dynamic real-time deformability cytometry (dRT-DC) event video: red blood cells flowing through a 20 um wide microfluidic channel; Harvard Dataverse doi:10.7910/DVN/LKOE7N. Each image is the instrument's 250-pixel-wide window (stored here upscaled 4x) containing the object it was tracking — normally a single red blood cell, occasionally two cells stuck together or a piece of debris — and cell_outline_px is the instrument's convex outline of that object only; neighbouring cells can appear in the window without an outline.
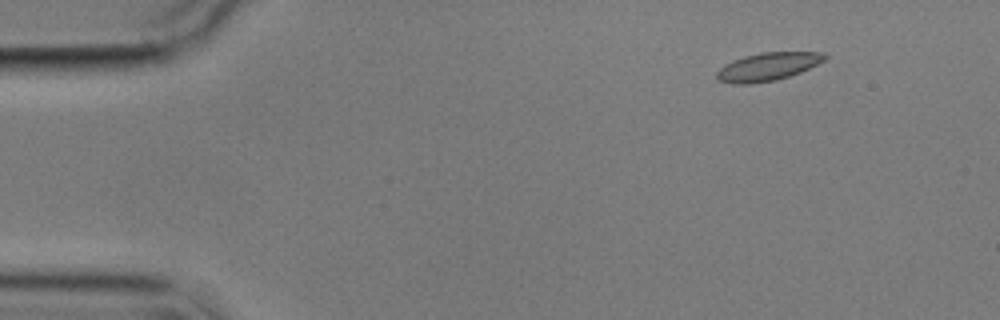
{"species": "common noctule bat (a hibernating species)", "species_latin": "Nyctalus noctula", "temperature_condition": "cold", "stored_images_in_passage": 2, "camera_frame_rate_fps": 3000, "um_per_image_px": 0.085, "animal": {"sex": "male", "body_mass_g": 17.9}, "frame": {"image": 1, "passage_image": 2, "time_ms": 2.0, "image_size_px": [1000, 320], "cell_outline_px": [[828, 56], [824, 60], [800, 72], [776, 80], [748, 84], [732, 84], [716, 80], [716, 72], [724, 64], [744, 56], [760, 52], [824, 52]], "centroid_in_image_um": [65.21, 5.67], "position_along_channel_um": 19.8, "area_um2": 17.63}}